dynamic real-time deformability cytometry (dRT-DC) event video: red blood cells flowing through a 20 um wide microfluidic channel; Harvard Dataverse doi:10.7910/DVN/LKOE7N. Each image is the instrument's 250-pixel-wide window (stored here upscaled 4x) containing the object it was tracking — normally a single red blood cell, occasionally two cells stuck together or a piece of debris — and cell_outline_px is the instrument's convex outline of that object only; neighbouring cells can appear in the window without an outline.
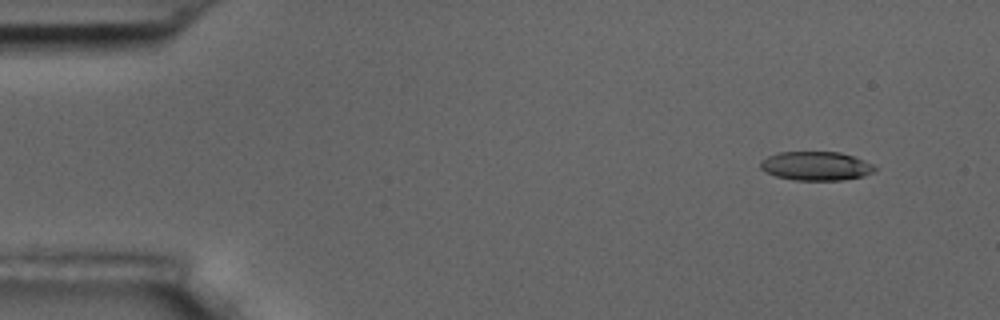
{"species": "common noctule bat (a hibernating species)", "species_latin": "Nyctalus noctula", "temperature_condition": "room temperature", "stored_images_in_passage": 10, "camera_frame_rate_fps": 3000, "um_per_image_px": 0.085, "animal": {"sex": "male", "body_mass_g": 17.5, "forearm_length_mm": 52.3}, "frame": {"image": 1, "passage_image": 2, "time_ms": 1.333, "image_size_px": [1000, 320], "cell_outline_px": [[876, 168], [872, 172], [864, 176], [844, 180], [796, 180], [776, 176], [760, 168], [760, 164], [768, 156], [780, 152], [840, 152], [864, 160], [872, 164]], "centroid_in_image_um": [69.39, 14.11], "position_along_channel_um": 15.6, "area_um2": 19.02}}
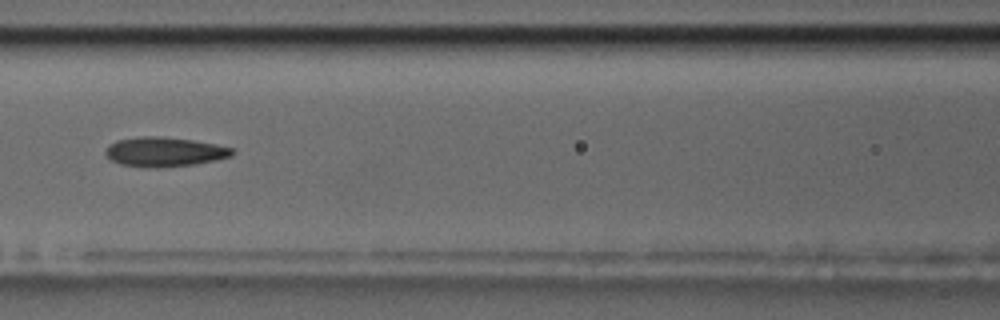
{"frame": {"image": 2, "passage_image": 8, "time_ms": 8.0, "image_size_px": [1000, 320], "cell_outline_px": [[236, 152], [232, 156], [216, 160], [192, 164], [120, 164], [112, 160], [104, 152], [108, 144], [116, 140], [144, 136], [160, 136], [192, 140], [216, 144], [232, 148]], "centroid_in_image_um": [14.02, 12.84], "position_along_channel_um": 152.6, "area_um2": 20.63}}
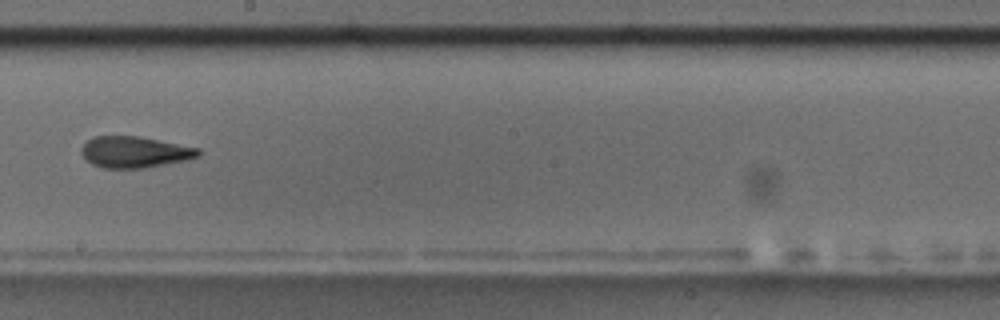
{"frame": {"image": 3, "passage_image": 10, "time_ms": 10.333, "image_size_px": [1000, 320], "cell_outline_px": [[200, 156], [188, 160], [144, 168], [100, 168], [84, 160], [80, 152], [80, 148], [88, 140], [96, 136], [136, 136], [200, 148]], "centroid_in_image_um": [11.42, 12.94], "position_along_channel_um": 236.8, "area_um2": 21.44}}